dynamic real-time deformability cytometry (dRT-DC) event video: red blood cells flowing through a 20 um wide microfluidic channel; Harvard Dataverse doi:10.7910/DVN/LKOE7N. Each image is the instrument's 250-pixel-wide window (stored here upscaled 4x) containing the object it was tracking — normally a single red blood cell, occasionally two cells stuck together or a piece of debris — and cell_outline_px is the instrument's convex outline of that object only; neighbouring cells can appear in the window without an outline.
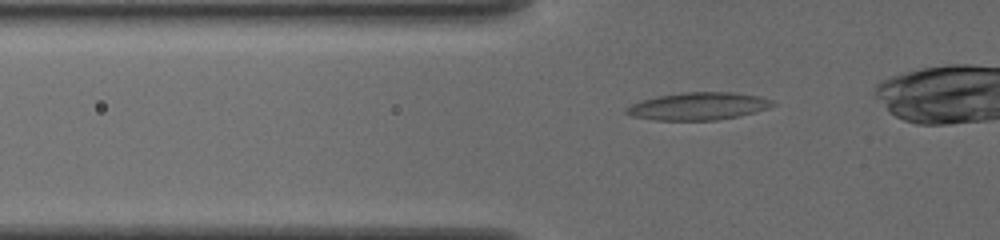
{"species": "common noctule bat (a hibernating species)", "species_latin": "Nyctalus noctula", "temperature_condition": "cold", "stored_images_in_passage": 33, "camera_frame_rate_fps": 3000, "um_per_image_px": 0.085, "animal": {"sex": "female", "body_mass_g": 19.5, "forearm_length_mm": 54.1}, "frame": {"image": 1, "passage_image": 4, "time_ms": 1.0, "image_size_px": [1000, 240], "cell_outline_px": [[776, 104], [768, 108], [756, 112], [716, 120], [656, 120], [632, 116], [624, 112], [624, 108], [640, 100], [656, 96], [680, 92], [732, 92], [760, 96], [772, 100]], "centroid_in_image_um": [59.33, 9.02], "position_along_channel_um": 66.5, "area_um2": 23.58}}
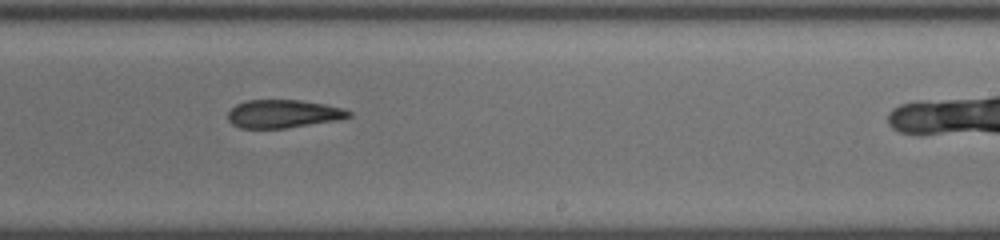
{"frame": {"image": 2, "passage_image": 20, "time_ms": 6.333, "image_size_px": [1000, 240], "cell_outline_px": [[352, 116], [336, 120], [284, 128], [240, 128], [232, 124], [228, 120], [228, 112], [236, 104], [244, 100], [300, 100], [324, 104], [344, 108], [352, 112]], "centroid_in_image_um": [24.06, 9.67], "position_along_channel_um": 264.9, "area_um2": 19.77}}
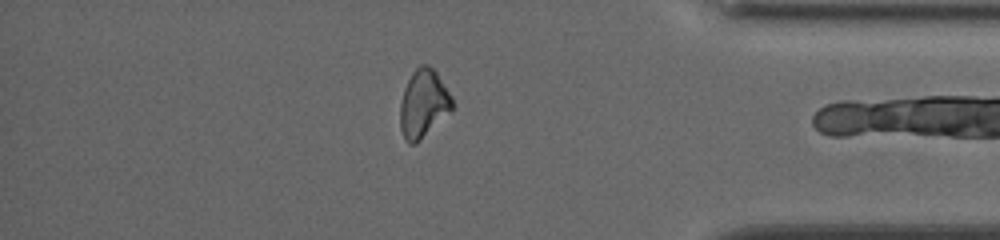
{"frame": {"image": 3, "passage_image": 32, "time_ms": 10.333, "image_size_px": [1000, 240], "cell_outline_px": [[452, 108], [416, 144], [408, 144], [400, 128], [400, 104], [404, 88], [412, 72], [420, 64], [428, 64], [436, 72], [452, 96]], "centroid_in_image_um": [35.96, 8.79], "position_along_channel_um": 399.2, "area_um2": 20.29}}